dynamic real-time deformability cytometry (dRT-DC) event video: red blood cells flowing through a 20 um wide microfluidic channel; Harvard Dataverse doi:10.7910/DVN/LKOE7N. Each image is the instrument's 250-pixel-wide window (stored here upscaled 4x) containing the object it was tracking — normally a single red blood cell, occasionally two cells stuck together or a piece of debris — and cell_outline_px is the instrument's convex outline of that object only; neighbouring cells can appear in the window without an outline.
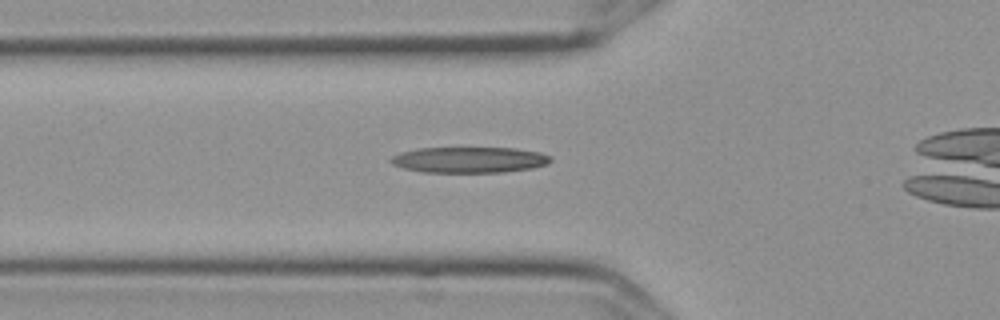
{"species": "Egyptian fruit bat (a non-hibernating species)", "species_latin": "Rousettus aegyptiacus", "temperature_condition": "cold", "stored_images_in_passage": 34, "camera_frame_rate_fps": 3000, "um_per_image_px": 0.085, "frame": {"image": 1, "passage_image": 4, "time_ms": 1.0, "image_size_px": [1000, 320], "cell_outline_px": [[552, 160], [548, 164], [532, 168], [504, 172], [424, 172], [404, 168], [392, 164], [388, 160], [392, 156], [400, 152], [416, 148], [516, 148], [540, 152], [552, 156]], "centroid_in_image_um": [39.9, 13.58], "position_along_channel_um": 85.9, "area_um2": 24.22}}
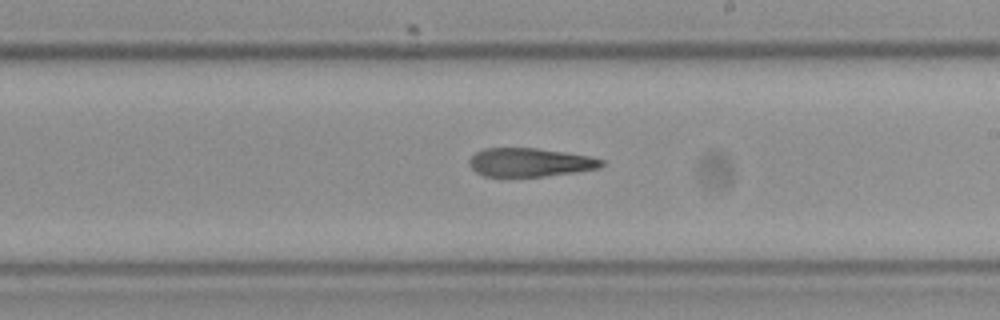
{"frame": {"image": 2, "passage_image": 17, "time_ms": 5.333, "image_size_px": [1000, 320], "cell_outline_px": [[604, 164], [600, 168], [544, 176], [484, 176], [476, 172], [468, 164], [468, 160], [476, 152], [484, 148], [536, 148], [564, 152], [588, 156], [604, 160]], "centroid_in_image_um": [45.02, 13.79], "position_along_channel_um": 244.0, "area_um2": 21.85}}
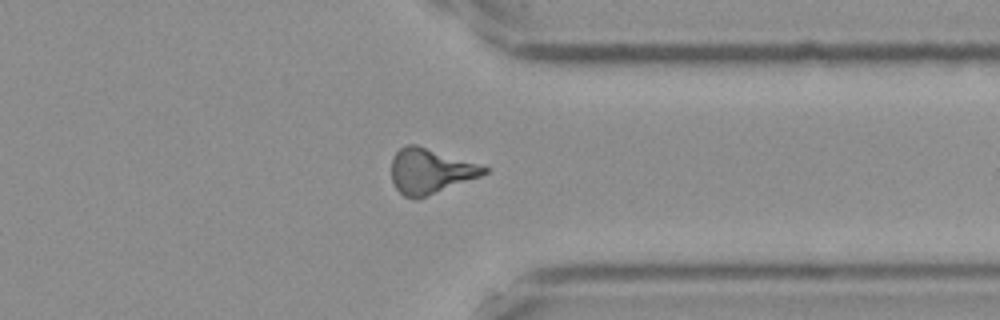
{"frame": {"image": 3, "passage_image": 28, "time_ms": 9.0, "image_size_px": [1000, 320], "cell_outline_px": [[488, 172], [480, 176], [424, 196], [404, 196], [396, 188], [392, 180], [392, 156], [404, 144], [416, 144], [480, 164], [488, 168]], "centroid_in_image_um": [36.55, 14.49], "position_along_channel_um": 374.8, "area_um2": 23.76}, "authors_computed_cell_mechanics": {"area_um2": 22.831, "velocity_mm_per_s": 3.6165, "shape_relaxation_time_tau1_ms": null, "shape_relaxation_time_tau2_ms": 5.4481, "deformation_change_tau1": null, "deformation_change_tau2": 0.1892}}